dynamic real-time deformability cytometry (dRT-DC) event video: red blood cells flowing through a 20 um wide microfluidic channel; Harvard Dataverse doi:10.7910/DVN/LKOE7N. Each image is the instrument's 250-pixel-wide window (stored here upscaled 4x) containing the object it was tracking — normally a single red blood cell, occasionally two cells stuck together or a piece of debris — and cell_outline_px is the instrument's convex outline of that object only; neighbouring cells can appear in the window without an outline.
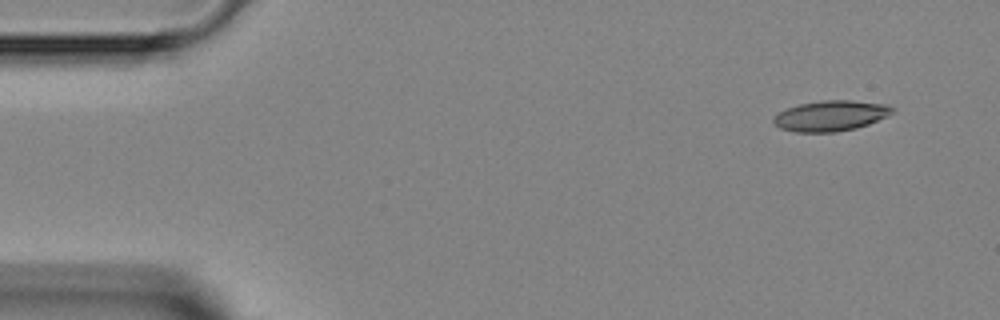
{"species": "Egyptian fruit bat (a non-hibernating species)", "species_latin": "Rousettus aegyptiacus", "temperature_condition": "room temperature", "stored_images_in_passage": 31, "camera_frame_rate_fps": 3000, "um_per_image_px": 0.085, "animal": {"sex": "female"}, "frame": {"image": 1, "passage_image": 1, "time_ms": 0.0, "image_size_px": [1000, 320], "cell_outline_px": [[896, 108], [888, 116], [868, 124], [856, 128], [836, 132], [796, 132], [780, 128], [772, 120], [772, 116], [788, 108], [800, 104], [820, 100], [852, 100], [888, 104]], "centroid_in_image_um": [70.64, 9.83], "position_along_channel_um": 14.4, "area_um2": 21.21}}
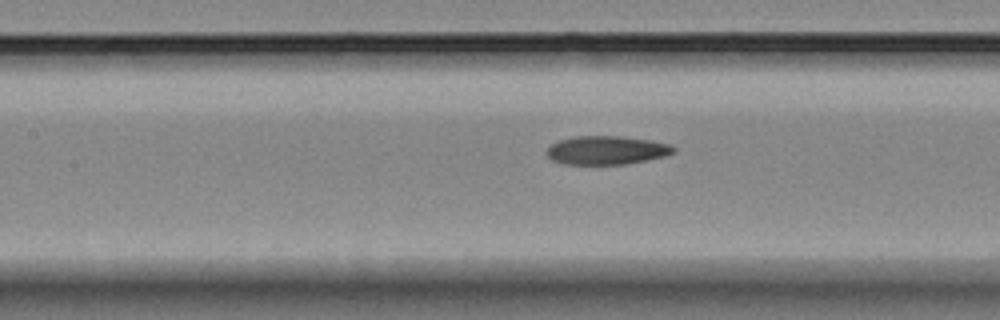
{"frame": {"image": 2, "passage_image": 18, "time_ms": 5.667, "image_size_px": [1000, 320], "cell_outline_px": [[676, 152], [664, 156], [628, 164], [564, 164], [552, 160], [548, 156], [548, 148], [552, 144], [560, 140], [576, 136], [620, 136], [652, 140], [668, 144], [676, 148]], "centroid_in_image_um": [51.59, 12.77], "position_along_channel_um": 155.8, "area_um2": 21.04}}
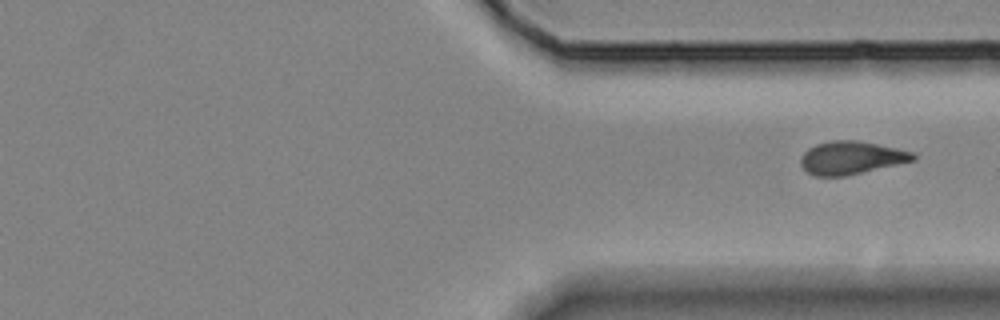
{"frame": {"image": 3, "passage_image": 31, "time_ms": 10.0, "image_size_px": [1000, 320], "cell_outline_px": [[916, 160], [844, 176], [816, 176], [808, 172], [800, 164], [800, 160], [804, 152], [808, 148], [816, 144], [832, 140], [856, 140], [896, 148], [912, 152], [916, 156]], "centroid_in_image_um": [72.33, 13.4], "position_along_channel_um": 339.1, "area_um2": 21.39}}